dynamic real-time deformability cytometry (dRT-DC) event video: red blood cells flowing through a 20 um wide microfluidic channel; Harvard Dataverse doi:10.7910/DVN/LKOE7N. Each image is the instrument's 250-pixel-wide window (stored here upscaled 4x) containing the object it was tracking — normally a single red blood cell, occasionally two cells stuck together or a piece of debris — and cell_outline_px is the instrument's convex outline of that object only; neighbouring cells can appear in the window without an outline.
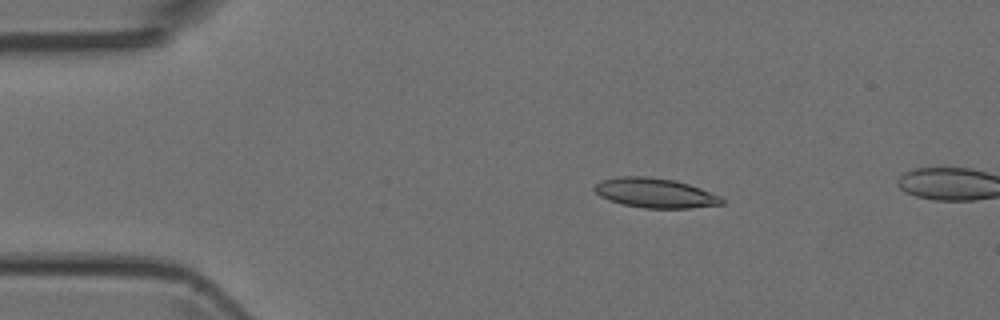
{"species": "Egyptian fruit bat (a non-hibernating species)", "species_latin": "Rousettus aegyptiacus", "temperature_condition": "room temperature", "stored_images_in_passage": 11, "camera_frame_rate_fps": 3000, "um_per_image_px": 0.085, "animal": {"sex": "female"}, "frame": {"image": 1, "passage_image": 8, "time_ms": 2.333, "image_size_px": [1000, 320], "cell_outline_px": [[724, 204], [692, 208], [644, 208], [624, 204], [608, 200], [600, 196], [592, 188], [600, 180], [616, 176], [648, 176], [676, 180], [700, 188], [720, 196], [724, 200]], "centroid_in_image_um": [55.67, 16.39], "position_along_channel_um": 29.3, "area_um2": 22.14}}